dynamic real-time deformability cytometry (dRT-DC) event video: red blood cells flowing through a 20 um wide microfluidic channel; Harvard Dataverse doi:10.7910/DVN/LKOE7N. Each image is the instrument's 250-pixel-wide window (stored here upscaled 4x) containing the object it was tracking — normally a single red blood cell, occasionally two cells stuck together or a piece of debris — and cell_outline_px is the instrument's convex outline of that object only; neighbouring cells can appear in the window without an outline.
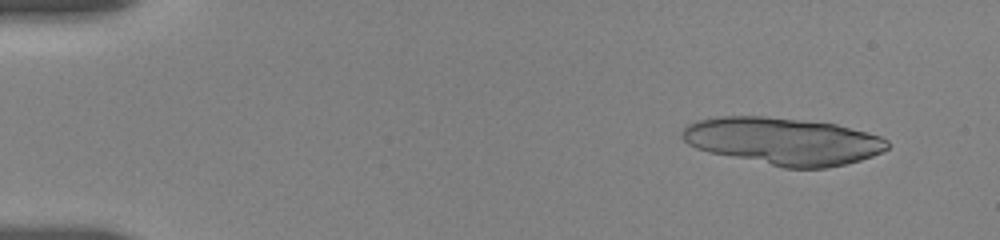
{"species": "human", "species_latin": "Homo sapiens", "temperature_condition": "room temperature", "stored_images_in_passage": 22, "camera_frame_rate_fps": 3000, "um_per_image_px": 0.085, "donor": {"sex": "female"}, "frame": {"image": 1, "passage_image": 4, "time_ms": 1.0, "image_size_px": [1000, 240], "cell_outline_px": [[892, 144], [888, 148], [872, 156], [860, 160], [828, 168], [784, 168], [708, 152], [696, 148], [688, 144], [680, 136], [680, 132], [688, 124], [696, 120], [716, 116], [764, 116], [836, 124], [880, 136], [888, 140]], "centroid_in_image_um": [66.53, 12.0], "position_along_channel_um": 18.5, "area_um2": 56.64}}
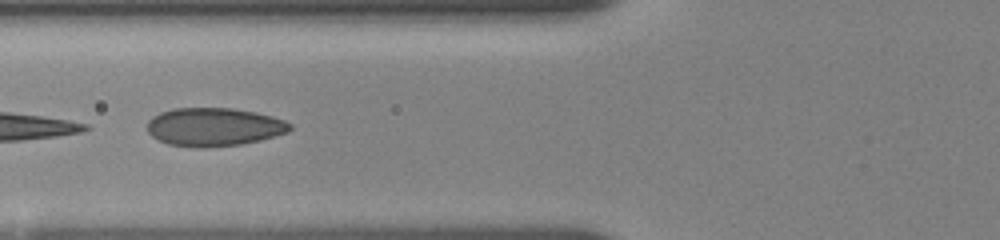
{"frame": {"image": 2, "passage_image": 14, "time_ms": 6.667, "image_size_px": [1000, 240], "cell_outline_px": [[292, 128], [288, 132], [260, 140], [240, 144], [204, 148], [196, 148], [168, 144], [152, 136], [148, 132], [148, 120], [152, 116], [160, 112], [172, 108], [232, 108], [256, 112], [272, 116], [284, 120], [292, 124]], "centroid_in_image_um": [18.18, 10.79], "position_along_channel_um": 107.6, "area_um2": 32.02}}
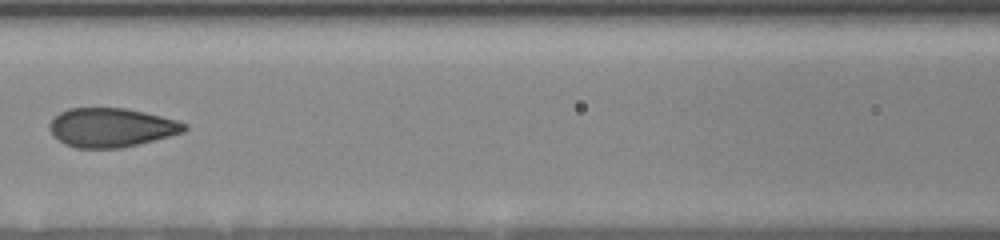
{"frame": {"image": 3, "passage_image": 16, "time_ms": 8.0, "image_size_px": [1000, 240], "cell_outline_px": [[188, 128], [184, 132], [140, 144], [120, 148], [76, 148], [64, 144], [52, 136], [48, 128], [48, 124], [60, 112], [68, 108], [124, 108], [144, 112], [176, 120], [188, 124]], "centroid_in_image_um": [9.44, 10.85], "position_along_channel_um": 157.2, "area_um2": 30.81}}